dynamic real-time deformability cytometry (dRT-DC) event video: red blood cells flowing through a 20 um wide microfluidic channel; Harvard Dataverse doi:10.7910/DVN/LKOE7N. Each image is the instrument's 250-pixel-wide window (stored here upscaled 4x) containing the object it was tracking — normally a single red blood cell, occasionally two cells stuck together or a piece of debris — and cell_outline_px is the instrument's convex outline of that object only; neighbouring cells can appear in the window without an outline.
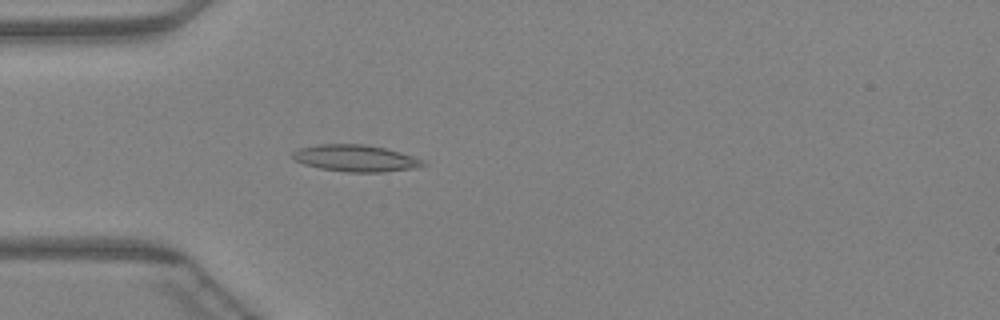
{"species": "Egyptian fruit bat (a non-hibernating species)", "species_latin": "Rousettus aegyptiacus", "temperature_condition": "warm", "stored_images_in_passage": 37, "camera_frame_rate_fps": 3000, "um_per_image_px": 0.085, "animal": {"sex": "female"}, "frame": {"image": 1, "passage_image": 5, "time_ms": 1.333, "image_size_px": [1000, 320], "cell_outline_px": [[428, 164], [416, 168], [384, 172], [344, 172], [320, 168], [304, 164], [296, 160], [292, 156], [292, 152], [300, 148], [320, 144], [364, 144], [384, 148], [412, 156], [424, 160]], "centroid_in_image_um": [30.24, 13.46], "position_along_channel_um": 54.8, "area_um2": 20.23}}
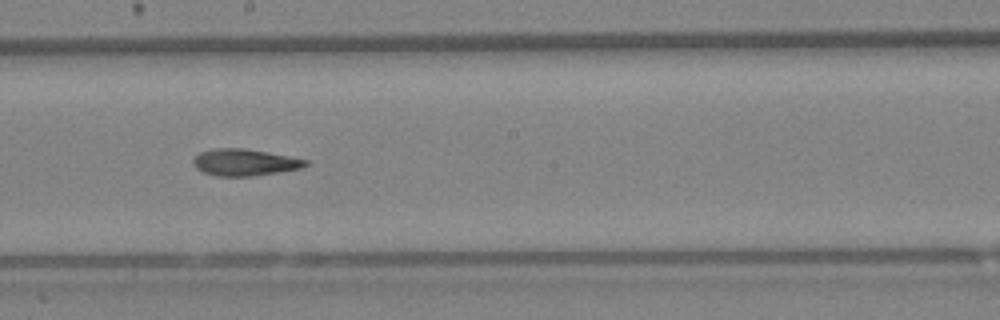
{"frame": {"image": 2, "passage_image": 17, "time_ms": 5.333, "image_size_px": [1000, 320], "cell_outline_px": [[308, 164], [300, 168], [280, 172], [252, 176], [216, 176], [204, 172], [196, 168], [192, 164], [192, 160], [200, 152], [216, 148], [244, 148], [268, 152], [308, 160]], "centroid_in_image_um": [20.77, 13.8], "position_along_channel_um": 227.4, "area_um2": 17.46}}
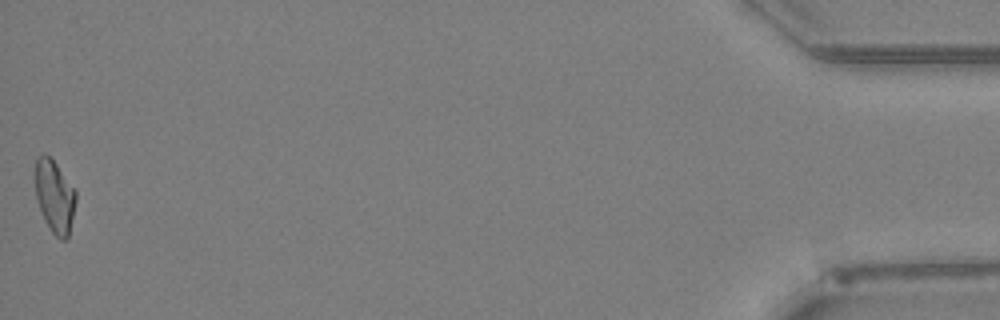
{"frame": {"image": 3, "passage_image": 37, "time_ms": 12.0, "image_size_px": [1000, 320], "cell_outline_px": [[76, 200], [68, 236], [64, 240], [60, 240], [52, 232], [44, 220], [36, 200], [32, 176], [36, 156], [44, 152], [56, 164], [76, 192]], "centroid_in_image_um": [4.56, 16.64], "position_along_channel_um": 430.6, "area_um2": 17.57}}